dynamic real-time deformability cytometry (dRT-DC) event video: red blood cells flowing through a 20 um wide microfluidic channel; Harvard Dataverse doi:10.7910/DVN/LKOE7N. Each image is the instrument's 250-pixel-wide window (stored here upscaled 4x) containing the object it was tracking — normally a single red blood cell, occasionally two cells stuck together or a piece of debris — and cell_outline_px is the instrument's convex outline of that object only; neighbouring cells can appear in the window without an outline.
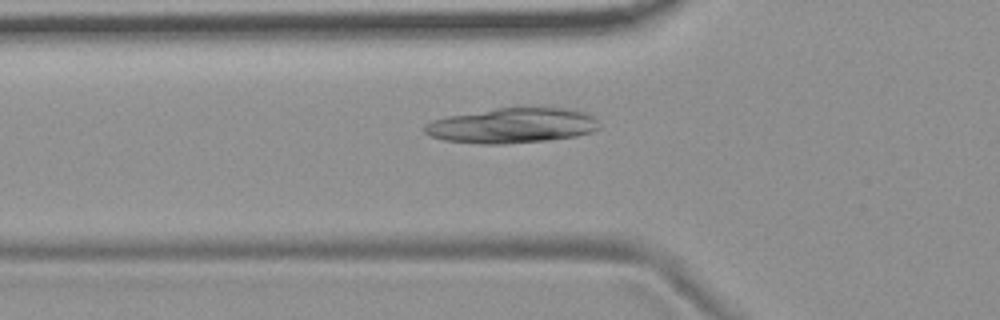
{"species": "common noctule bat (a hibernating species)", "species_latin": "Nyctalus noctula", "temperature_condition": "room temperature", "stored_images_in_passage": 37, "camera_frame_rate_fps": 3000, "um_per_image_px": 0.085, "animal": {"sex": "female", "body_mass_g": 19.9}, "frame": {"image": 1, "passage_image": 2, "time_ms": 0.333, "image_size_px": [1000, 320], "cell_outline_px": [[600, 128], [592, 132], [576, 136], [548, 140], [504, 144], [480, 144], [444, 140], [432, 136], [424, 132], [424, 124], [432, 120], [448, 116], [496, 108], [572, 108], [584, 112], [592, 116], [600, 124]], "centroid_in_image_um": [43.54, 10.67], "position_along_channel_um": 82.3, "area_um2": 35.78}}
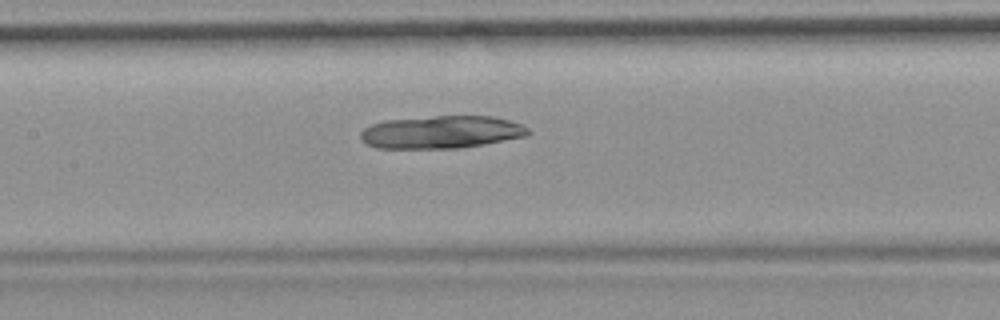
{"frame": {"image": 2, "passage_image": 9, "time_ms": 2.667, "image_size_px": [1000, 320], "cell_outline_px": [[532, 132], [528, 136], [484, 144], [460, 148], [376, 148], [368, 144], [360, 136], [360, 132], [364, 128], [372, 124], [384, 120], [436, 116], [492, 116], [508, 120], [520, 124], [528, 128]], "centroid_in_image_um": [37.54, 11.23], "position_along_channel_um": 169.9, "area_um2": 31.91}}
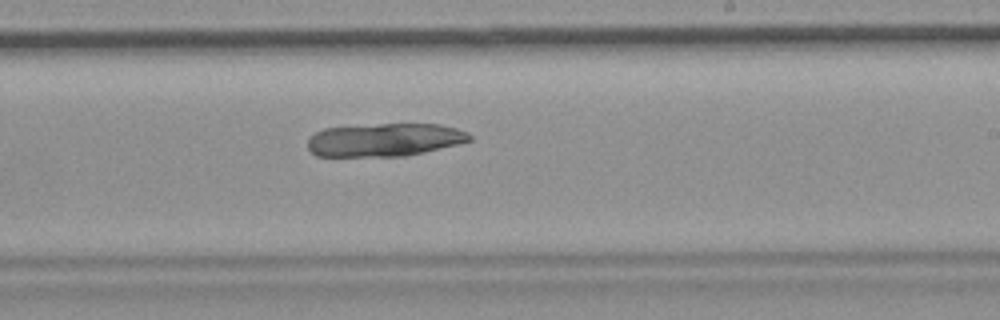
{"frame": {"image": 3, "passage_image": 16, "time_ms": 5.0, "image_size_px": [1000, 320], "cell_outline_px": [[472, 140], [424, 152], [404, 156], [316, 156], [308, 148], [308, 136], [324, 128], [380, 124], [440, 124], [456, 128], [468, 132], [472, 136]], "centroid_in_image_um": [32.67, 11.88], "position_along_channel_um": 256.3, "area_um2": 31.15}}